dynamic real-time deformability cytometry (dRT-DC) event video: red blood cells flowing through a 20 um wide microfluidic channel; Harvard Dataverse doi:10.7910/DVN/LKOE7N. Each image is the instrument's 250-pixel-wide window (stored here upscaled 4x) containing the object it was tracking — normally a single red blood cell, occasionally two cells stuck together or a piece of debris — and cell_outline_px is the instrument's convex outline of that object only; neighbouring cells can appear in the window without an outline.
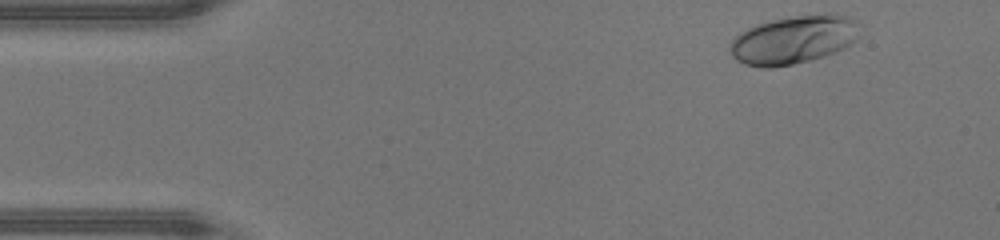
{"species": "human", "species_latin": "Homo sapiens", "temperature_condition": "warm", "stored_images_in_passage": 38, "camera_frame_rate_fps": 3000, "um_per_image_px": 0.085, "donor": {"sex": "male"}, "frame": {"image": 1, "passage_image": 1, "time_ms": 0.0, "image_size_px": [1000, 240], "cell_outline_px": [[860, 36], [856, 40], [844, 48], [824, 56], [792, 64], [772, 68], [760, 68], [744, 64], [736, 60], [732, 56], [728, 48], [732, 40], [740, 32], [756, 24], [772, 20], [792, 16], [824, 12], [832, 12], [848, 16], [856, 20], [860, 24]], "centroid_in_image_um": [67.49, 3.35], "position_along_channel_um": 17.5, "area_um2": 37.17}}
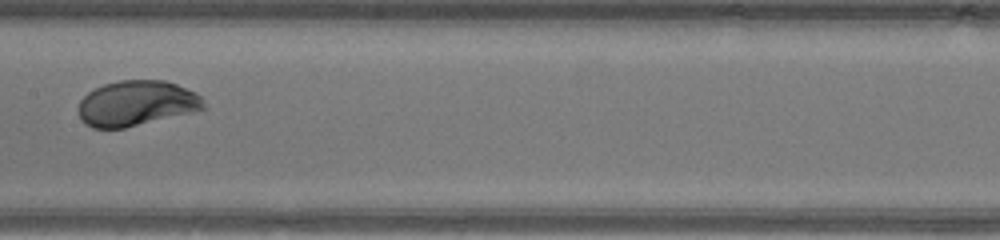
{"frame": {"image": 2, "passage_image": 20, "time_ms": 6.333, "image_size_px": [1000, 240], "cell_outline_px": [[208, 108], [192, 112], [124, 128], [92, 128], [84, 124], [80, 120], [80, 100], [88, 92], [104, 84], [120, 80], [164, 80], [176, 84], [196, 92], [200, 96]], "centroid_in_image_um": [11.61, 8.78], "position_along_channel_um": 195.8, "area_um2": 33.0}}
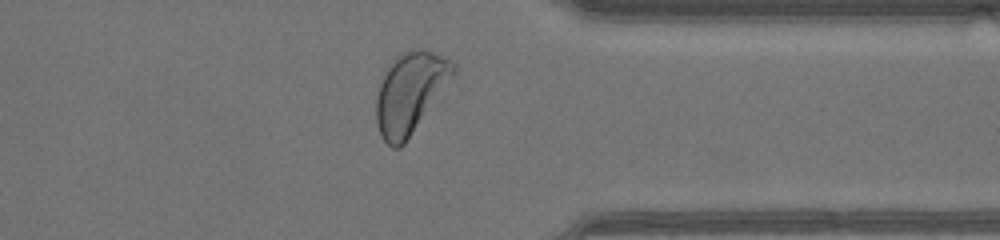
{"frame": {"image": 3, "passage_image": 33, "time_ms": 10.667, "image_size_px": [1000, 240], "cell_outline_px": [[456, 76], [404, 144], [400, 148], [392, 148], [380, 136], [376, 124], [376, 96], [384, 72], [396, 56], [400, 52], [412, 48], [424, 48], [452, 60], [456, 64]], "centroid_in_image_um": [34.89, 7.86], "position_along_channel_um": 376.5, "area_um2": 36.99}, "authors_computed_cell_mechanics": {"area_um2": 33.3795, "velocity_mm_per_s": 4.3412, "shape_relaxation_time_tau1_ms": 1.9604, "shape_relaxation_time_tau2_ms": null, "deformation_change_tau1": 0.1584, "deformation_change_tau2": null}}